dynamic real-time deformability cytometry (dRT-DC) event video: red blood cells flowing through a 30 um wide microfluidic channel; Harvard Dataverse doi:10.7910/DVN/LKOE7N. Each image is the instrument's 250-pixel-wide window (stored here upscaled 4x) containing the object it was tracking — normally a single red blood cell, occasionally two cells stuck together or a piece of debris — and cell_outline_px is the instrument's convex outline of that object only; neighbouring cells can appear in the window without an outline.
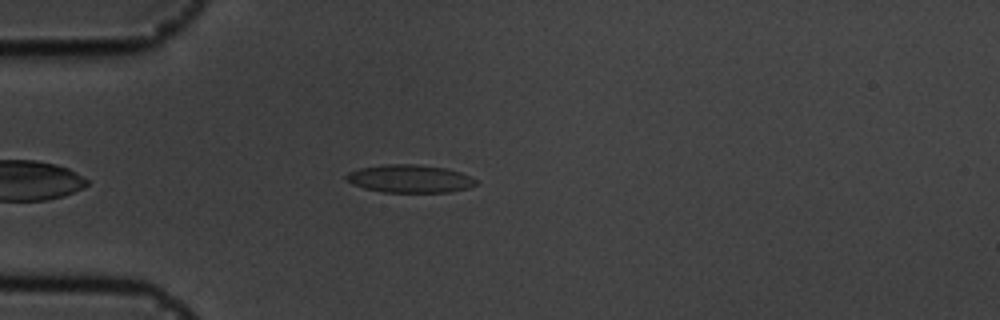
{"species": "common noctule bat (a hibernating species)", "species_latin": "Nyctalus noctula", "temperature_condition": "cold", "stored_images_in_passage": 41, "camera_frame_rate_fps": 3000, "um_per_image_px": 0.085, "animal": {"sex": "male", "body_mass_g": 19.5, "forearm_length_mm": 54.6}, "frame": {"image": 1, "passage_image": 3, "time_ms": 0.667, "image_size_px": [1000, 320], "cell_outline_px": [[476, 184], [468, 188], [452, 192], [380, 192], [364, 188], [352, 184], [344, 176], [348, 172], [360, 168], [384, 164], [416, 164], [448, 168], [460, 172], [476, 180]], "centroid_in_image_um": [34.82, 15.19], "position_along_channel_um": 50.2, "area_um2": 21.15}}
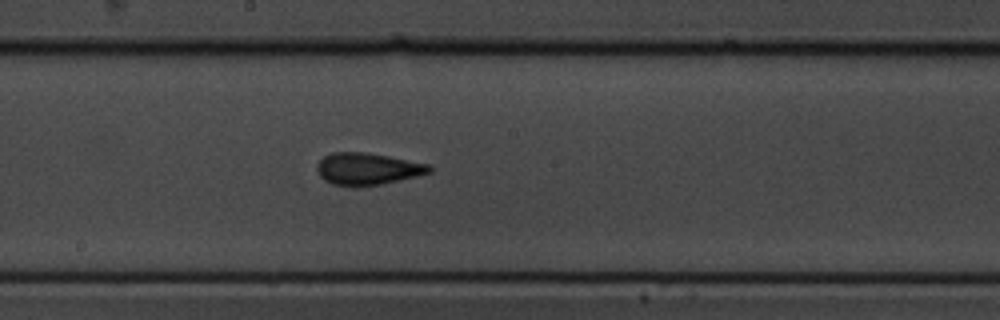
{"frame": {"image": 2, "passage_image": 18, "time_ms": 5.667, "image_size_px": [1000, 320], "cell_outline_px": [[432, 172], [416, 176], [380, 184], [356, 188], [352, 188], [332, 184], [324, 180], [320, 176], [316, 168], [316, 164], [324, 156], [332, 152], [364, 152], [388, 156], [428, 164], [432, 168]], "centroid_in_image_um": [31.19, 14.37], "position_along_channel_um": 217.0, "area_um2": 21.1}}
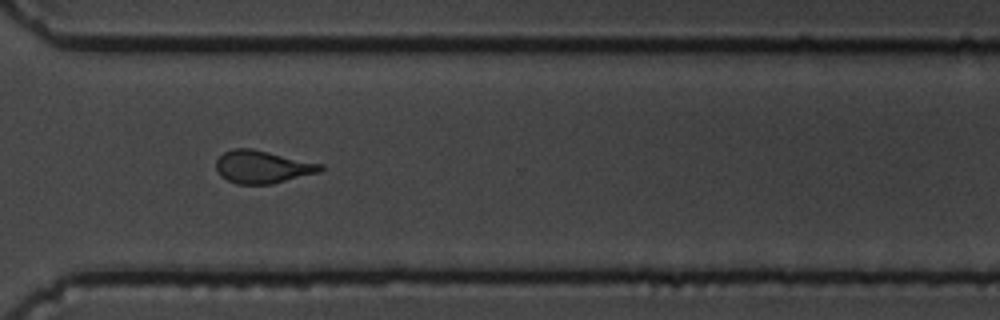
{"frame": {"image": 3, "passage_image": 29, "time_ms": 9.333, "image_size_px": [1000, 320], "cell_outline_px": [[324, 168], [320, 172], [272, 184], [236, 184], [220, 176], [216, 168], [216, 160], [224, 152], [232, 148], [252, 148], [324, 164]], "centroid_in_image_um": [22.32, 14.18], "position_along_channel_um": 348.3, "area_um2": 20.06}, "authors_computed_cell_mechanics": {"area_um2": 20.4034, "velocity_mm_per_s": 3.5842, "shape_relaxation_time_tau1_ms": 6.7301, "shape_relaxation_time_tau2_ms": 1.3011, "deformation_change_tau1": 0.1819, "deformation_change_tau2": 0.1088}}